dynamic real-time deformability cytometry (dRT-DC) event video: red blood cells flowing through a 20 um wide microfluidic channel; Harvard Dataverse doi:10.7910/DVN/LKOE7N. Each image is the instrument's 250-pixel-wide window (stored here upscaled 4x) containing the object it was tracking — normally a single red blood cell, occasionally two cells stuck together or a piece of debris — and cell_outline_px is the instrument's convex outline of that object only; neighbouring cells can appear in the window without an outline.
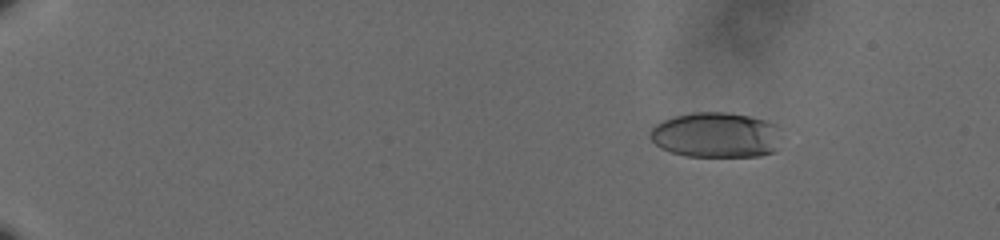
{"species": "human", "species_latin": "Homo sapiens", "temperature_condition": "cold", "stored_images_in_passage": 56, "camera_frame_rate_fps": 3000, "um_per_image_px": 0.085, "donor": {"sex": "male"}, "frame": {"image": 1, "passage_image": 5, "time_ms": 1.333, "image_size_px": [1000, 240], "cell_outline_px": [[780, 128], [776, 152], [760, 156], [684, 156], [660, 148], [648, 136], [648, 132], [656, 124], [664, 120], [676, 116], [692, 112], [728, 112], [748, 116], [764, 120], [776, 124]], "centroid_in_image_um": [60.86, 11.48], "position_along_channel_um": 24.1, "area_um2": 34.85}}
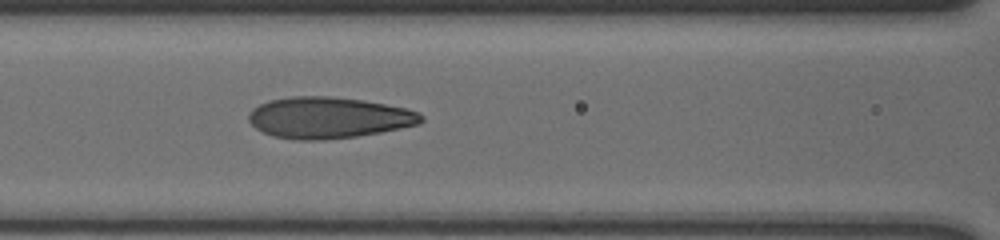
{"frame": {"image": 2, "passage_image": 26, "time_ms": 8.333, "image_size_px": [1000, 240], "cell_outline_px": [[424, 120], [420, 124], [380, 132], [356, 136], [324, 140], [296, 140], [272, 136], [256, 128], [248, 120], [248, 112], [252, 108], [268, 100], [292, 96], [332, 96], [364, 100], [404, 108], [416, 112], [424, 116]], "centroid_in_image_um": [27.89, 10.0], "position_along_channel_um": 138.7, "area_um2": 41.56}}
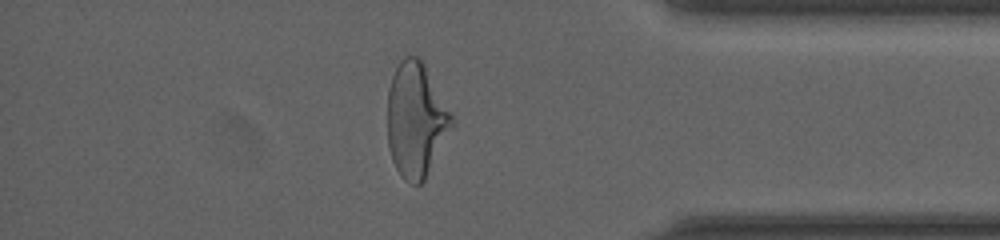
{"frame": {"image": 3, "passage_image": 49, "time_ms": 16.0, "image_size_px": [1000, 240], "cell_outline_px": [[452, 124], [424, 180], [420, 184], [412, 184], [404, 180], [400, 176], [392, 160], [388, 148], [388, 88], [392, 76], [400, 60], [404, 56], [420, 56], [452, 116]], "centroid_in_image_um": [35.3, 10.17], "position_along_channel_um": 399.9, "area_um2": 42.14}, "authors_computed_cell_mechanics": {"area_um2": 39.9109, "velocity_mm_per_s": 3.6215, "shape_relaxation_time_tau1_ms": 3.6881, "shape_relaxation_time_tau2_ms": 0.9708, "deformation_change_tau1": 0.1766, "deformation_change_tau2": 0.0834}}